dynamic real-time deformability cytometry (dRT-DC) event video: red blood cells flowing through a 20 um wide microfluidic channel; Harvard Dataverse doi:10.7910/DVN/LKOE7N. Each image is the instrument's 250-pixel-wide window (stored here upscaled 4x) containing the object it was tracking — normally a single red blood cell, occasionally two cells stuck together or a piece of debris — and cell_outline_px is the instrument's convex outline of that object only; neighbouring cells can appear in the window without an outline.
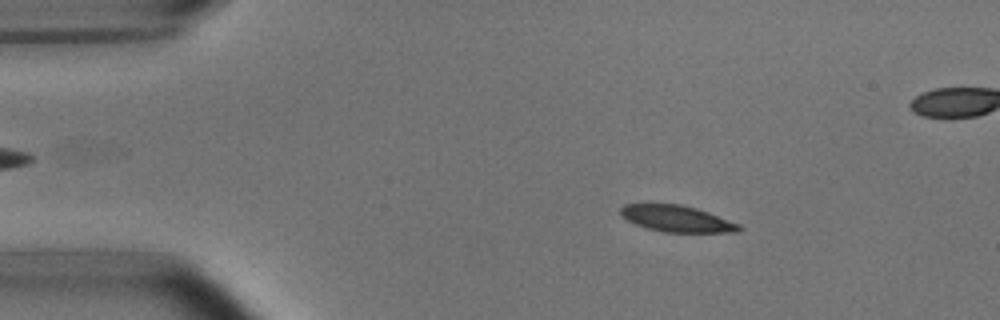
{"species": "common noctule bat (a hibernating species)", "species_latin": "Nyctalus noctula", "temperature_condition": "room temperature", "stored_images_in_passage": 53, "segment_of_instrument_passage": [1, 2], "camera_frame_rate_fps": 3000, "um_per_image_px": 0.085, "animal": {"sex": "male", "body_mass_g": 15.6}, "frame": {"image": 1, "passage_image": 8, "time_ms": 2.333, "image_size_px": [1000, 320], "cell_outline_px": [[744, 228], [736, 232], [664, 232], [644, 228], [620, 216], [620, 208], [624, 204], [680, 204], [696, 208], [708, 212], [740, 224]], "centroid_in_image_um": [57.52, 18.59], "position_along_channel_um": 27.5, "area_um2": 18.26}}
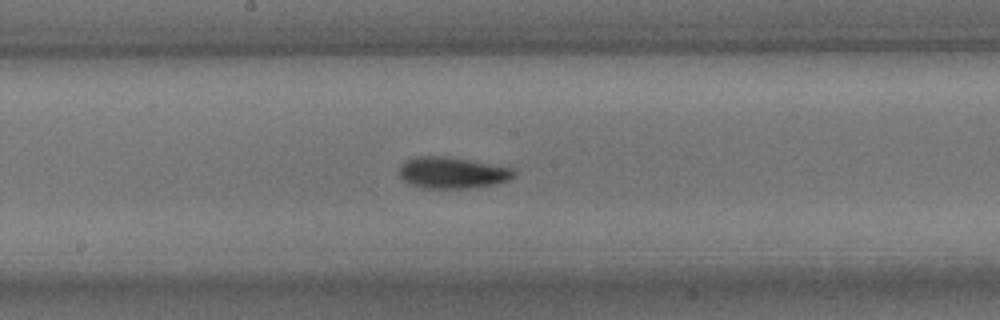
{"frame": {"image": 2, "passage_image": 27, "time_ms": 8.667, "image_size_px": [1000, 320], "cell_outline_px": [[516, 172], [508, 180], [496, 184], [468, 188], [420, 188], [408, 184], [396, 172], [400, 164], [404, 160], [416, 156], [436, 156], [468, 160], [512, 168]], "centroid_in_image_um": [38.35, 14.69], "position_along_channel_um": 209.9, "area_um2": 20.98}}
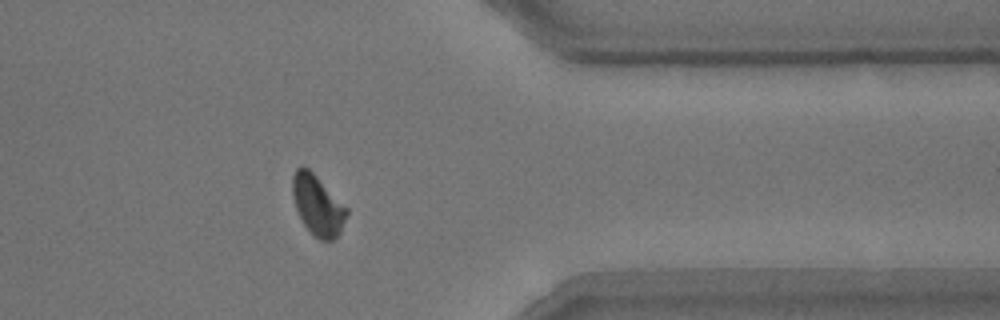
{"frame": {"image": 3, "passage_image": 42, "time_ms": 13.667, "image_size_px": [1000, 320], "cell_outline_px": [[348, 212], [340, 232], [332, 240], [320, 240], [304, 224], [296, 208], [292, 196], [292, 176], [296, 168], [304, 164], [348, 208]], "centroid_in_image_um": [26.98, 17.4], "position_along_channel_um": 384.4, "area_um2": 18.73}}